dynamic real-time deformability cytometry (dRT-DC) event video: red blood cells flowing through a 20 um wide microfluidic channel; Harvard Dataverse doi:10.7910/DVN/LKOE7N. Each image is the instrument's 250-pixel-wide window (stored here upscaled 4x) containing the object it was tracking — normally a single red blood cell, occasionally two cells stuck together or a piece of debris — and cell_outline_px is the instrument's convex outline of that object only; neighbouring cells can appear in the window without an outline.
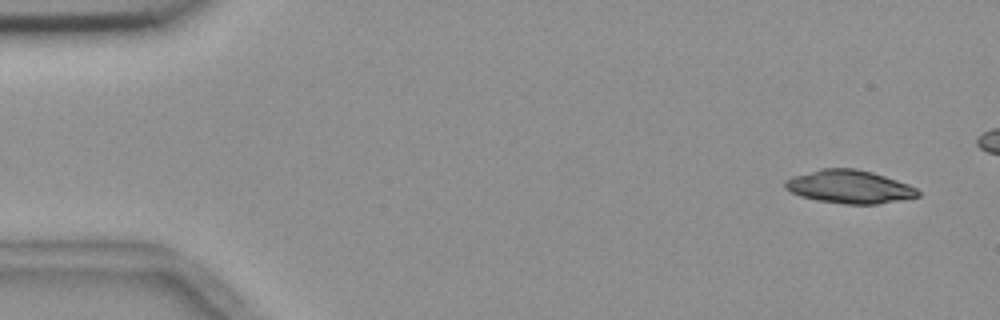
{"species": "common noctule bat (a hibernating species)", "species_latin": "Nyctalus noctula", "temperature_condition": "room temperature", "stored_images_in_passage": 5, "camera_frame_rate_fps": 3000, "um_per_image_px": 0.085, "animal": {"sex": "female", "body_mass_g": 18.4}, "frame": {"image": 1, "passage_image": 1, "time_ms": 0.0, "image_size_px": [1000, 320], "cell_outline_px": [[920, 196], [900, 200], [876, 204], [844, 204], [816, 200], [800, 196], [784, 188], [784, 180], [792, 176], [820, 168], [856, 168], [872, 172], [908, 184], [916, 188], [920, 192]], "centroid_in_image_um": [72.17, 15.87], "position_along_channel_um": 12.8, "area_um2": 25.78}}